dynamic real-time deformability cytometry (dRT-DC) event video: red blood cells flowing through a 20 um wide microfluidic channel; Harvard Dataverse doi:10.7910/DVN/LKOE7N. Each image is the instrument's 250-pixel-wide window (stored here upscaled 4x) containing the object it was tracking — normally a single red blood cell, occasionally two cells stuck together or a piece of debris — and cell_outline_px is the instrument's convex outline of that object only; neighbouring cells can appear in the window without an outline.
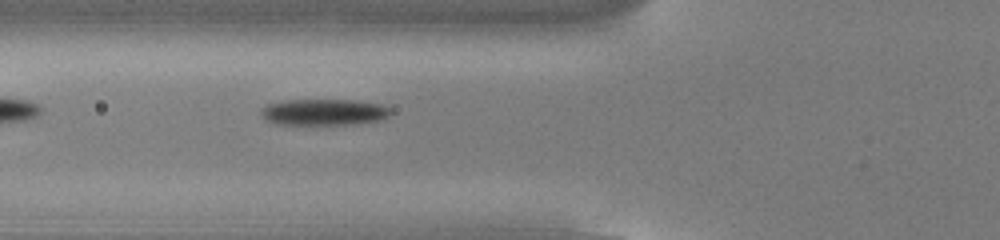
{"species": "common noctule bat (a hibernating species)", "species_latin": "Nyctalus noctula", "temperature_condition": "cold", "stored_images_in_passage": 31, "camera_frame_rate_fps": 3000, "um_per_image_px": 0.085, "animal": {"sex": "male", "body_mass_g": 13.0, "forearm_length_mm": 53.1}, "frame": {"image": 1, "passage_image": 3, "time_ms": 0.667, "image_size_px": [1000, 240], "cell_outline_px": [[392, 112], [388, 116], [380, 120], [352, 124], [276, 124], [268, 120], [260, 112], [260, 108], [268, 104], [288, 100], [348, 100], [380, 104], [388, 108]], "centroid_in_image_um": [27.52, 9.53], "position_along_channel_um": 98.3, "area_um2": 19.54}}
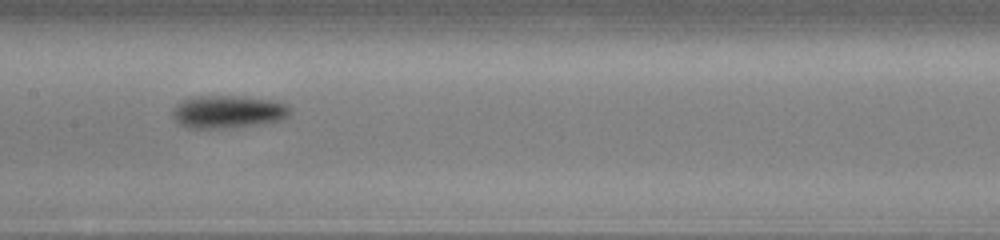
{"frame": {"image": 2, "passage_image": 10, "time_ms": 3.0, "image_size_px": [1000, 240], "cell_outline_px": [[292, 112], [288, 116], [280, 120], [256, 124], [224, 128], [188, 128], [180, 124], [172, 116], [172, 108], [176, 104], [192, 96], [244, 96], [272, 100], [288, 104]], "centroid_in_image_um": [19.37, 9.48], "position_along_channel_um": 188.0, "area_um2": 22.48}}
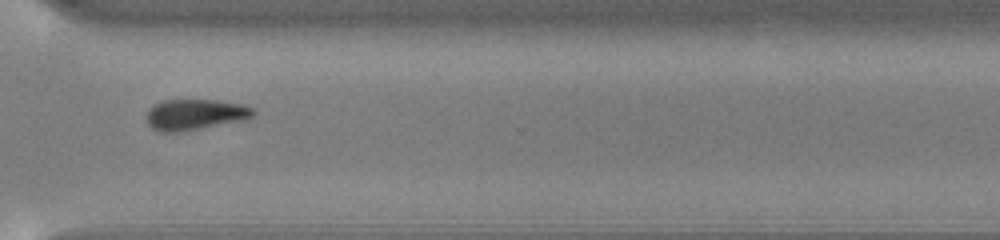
{"frame": {"image": 3, "passage_image": 23, "time_ms": 7.333, "image_size_px": [1000, 240], "cell_outline_px": [[256, 112], [252, 116], [240, 120], [180, 132], [160, 132], [152, 128], [148, 124], [148, 108], [164, 100], [220, 100], [240, 104], [252, 108]], "centroid_in_image_um": [16.55, 9.73], "position_along_channel_um": 354.1, "area_um2": 18.79}, "authors_computed_cell_mechanics": {"area_um2": 19.8254, "velocity_mm_per_s": 3.8369, "shape_relaxation_time_tau1_ms": 2.116, "shape_relaxation_time_tau2_ms": null, "deformation_change_tau1": 0.1251, "deformation_change_tau2": null}}